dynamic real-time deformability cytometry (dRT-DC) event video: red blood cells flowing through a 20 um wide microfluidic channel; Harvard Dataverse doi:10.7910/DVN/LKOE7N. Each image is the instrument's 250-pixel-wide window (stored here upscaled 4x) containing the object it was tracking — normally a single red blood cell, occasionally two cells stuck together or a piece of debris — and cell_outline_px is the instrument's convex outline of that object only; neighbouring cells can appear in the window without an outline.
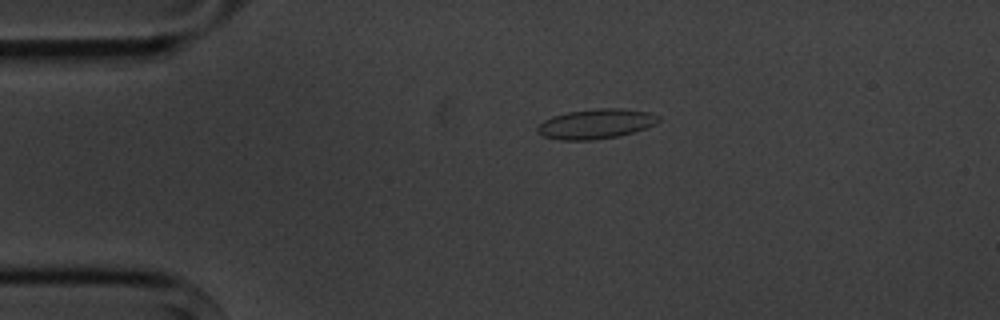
{"species": "common noctule bat (a hibernating species)", "species_latin": "Nyctalus noctula", "temperature_condition": "cold", "stored_images_in_passage": 4, "camera_frame_rate_fps": 3000, "um_per_image_px": 0.085, "animal": {"sex": "male", "body_mass_g": 20.1, "forearm_length_mm": 53.5}, "frame": {"image": 1, "passage_image": 3, "time_ms": 2.333, "image_size_px": [1000, 320], "cell_outline_px": [[660, 120], [656, 124], [632, 132], [616, 136], [592, 140], [560, 140], [544, 136], [536, 132], [536, 128], [544, 120], [552, 116], [568, 112], [596, 108], [620, 108], [648, 112], [660, 116]], "centroid_in_image_um": [50.64, 10.52], "position_along_channel_um": 34.4, "area_um2": 20.92}}